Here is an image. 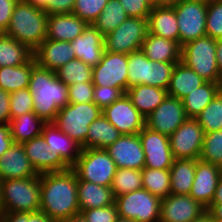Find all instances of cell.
<instances>
[{
	"label": "cell",
	"instance_id": "21",
	"mask_svg": "<svg viewBox=\"0 0 222 222\" xmlns=\"http://www.w3.org/2000/svg\"><path fill=\"white\" fill-rule=\"evenodd\" d=\"M40 67L56 71L67 62L76 58L73 47L67 41L45 39L33 52Z\"/></svg>",
	"mask_w": 222,
	"mask_h": 222
},
{
	"label": "cell",
	"instance_id": "12",
	"mask_svg": "<svg viewBox=\"0 0 222 222\" xmlns=\"http://www.w3.org/2000/svg\"><path fill=\"white\" fill-rule=\"evenodd\" d=\"M204 130L194 118H187L169 136L171 152L175 159H199L204 140Z\"/></svg>",
	"mask_w": 222,
	"mask_h": 222
},
{
	"label": "cell",
	"instance_id": "54",
	"mask_svg": "<svg viewBox=\"0 0 222 222\" xmlns=\"http://www.w3.org/2000/svg\"><path fill=\"white\" fill-rule=\"evenodd\" d=\"M14 143L9 124H0V158Z\"/></svg>",
	"mask_w": 222,
	"mask_h": 222
},
{
	"label": "cell",
	"instance_id": "40",
	"mask_svg": "<svg viewBox=\"0 0 222 222\" xmlns=\"http://www.w3.org/2000/svg\"><path fill=\"white\" fill-rule=\"evenodd\" d=\"M92 70V67L75 58L60 67L55 73L59 80L69 86L75 83L92 82Z\"/></svg>",
	"mask_w": 222,
	"mask_h": 222
},
{
	"label": "cell",
	"instance_id": "44",
	"mask_svg": "<svg viewBox=\"0 0 222 222\" xmlns=\"http://www.w3.org/2000/svg\"><path fill=\"white\" fill-rule=\"evenodd\" d=\"M206 36L213 39L222 38V2L208 0L206 17Z\"/></svg>",
	"mask_w": 222,
	"mask_h": 222
},
{
	"label": "cell",
	"instance_id": "61",
	"mask_svg": "<svg viewBox=\"0 0 222 222\" xmlns=\"http://www.w3.org/2000/svg\"><path fill=\"white\" fill-rule=\"evenodd\" d=\"M58 222H88L81 213L72 215Z\"/></svg>",
	"mask_w": 222,
	"mask_h": 222
},
{
	"label": "cell",
	"instance_id": "39",
	"mask_svg": "<svg viewBox=\"0 0 222 222\" xmlns=\"http://www.w3.org/2000/svg\"><path fill=\"white\" fill-rule=\"evenodd\" d=\"M142 188V170L117 168L111 184L114 197Z\"/></svg>",
	"mask_w": 222,
	"mask_h": 222
},
{
	"label": "cell",
	"instance_id": "57",
	"mask_svg": "<svg viewBox=\"0 0 222 222\" xmlns=\"http://www.w3.org/2000/svg\"><path fill=\"white\" fill-rule=\"evenodd\" d=\"M214 221L222 222V203H211L207 208Z\"/></svg>",
	"mask_w": 222,
	"mask_h": 222
},
{
	"label": "cell",
	"instance_id": "60",
	"mask_svg": "<svg viewBox=\"0 0 222 222\" xmlns=\"http://www.w3.org/2000/svg\"><path fill=\"white\" fill-rule=\"evenodd\" d=\"M212 203H222V175L220 176L218 185L216 187L215 196Z\"/></svg>",
	"mask_w": 222,
	"mask_h": 222
},
{
	"label": "cell",
	"instance_id": "14",
	"mask_svg": "<svg viewBox=\"0 0 222 222\" xmlns=\"http://www.w3.org/2000/svg\"><path fill=\"white\" fill-rule=\"evenodd\" d=\"M186 119L182 100L167 95L165 100L145 118V126L169 137Z\"/></svg>",
	"mask_w": 222,
	"mask_h": 222
},
{
	"label": "cell",
	"instance_id": "24",
	"mask_svg": "<svg viewBox=\"0 0 222 222\" xmlns=\"http://www.w3.org/2000/svg\"><path fill=\"white\" fill-rule=\"evenodd\" d=\"M88 23L72 13L48 15L46 39L73 41L81 35Z\"/></svg>",
	"mask_w": 222,
	"mask_h": 222
},
{
	"label": "cell",
	"instance_id": "48",
	"mask_svg": "<svg viewBox=\"0 0 222 222\" xmlns=\"http://www.w3.org/2000/svg\"><path fill=\"white\" fill-rule=\"evenodd\" d=\"M80 213L88 222H115L119 217L115 203L102 208L83 210Z\"/></svg>",
	"mask_w": 222,
	"mask_h": 222
},
{
	"label": "cell",
	"instance_id": "28",
	"mask_svg": "<svg viewBox=\"0 0 222 222\" xmlns=\"http://www.w3.org/2000/svg\"><path fill=\"white\" fill-rule=\"evenodd\" d=\"M126 94L132 104L146 118L165 100L168 92L159 87L140 84L128 88Z\"/></svg>",
	"mask_w": 222,
	"mask_h": 222
},
{
	"label": "cell",
	"instance_id": "9",
	"mask_svg": "<svg viewBox=\"0 0 222 222\" xmlns=\"http://www.w3.org/2000/svg\"><path fill=\"white\" fill-rule=\"evenodd\" d=\"M148 33V19L128 17L119 27L104 36L105 51L126 55L138 51Z\"/></svg>",
	"mask_w": 222,
	"mask_h": 222
},
{
	"label": "cell",
	"instance_id": "5",
	"mask_svg": "<svg viewBox=\"0 0 222 222\" xmlns=\"http://www.w3.org/2000/svg\"><path fill=\"white\" fill-rule=\"evenodd\" d=\"M102 114L94 102L68 103L61 108L52 123L85 149L90 124Z\"/></svg>",
	"mask_w": 222,
	"mask_h": 222
},
{
	"label": "cell",
	"instance_id": "31",
	"mask_svg": "<svg viewBox=\"0 0 222 222\" xmlns=\"http://www.w3.org/2000/svg\"><path fill=\"white\" fill-rule=\"evenodd\" d=\"M121 135L118 129L101 114L89 126V131L85 139V149H105L113 144Z\"/></svg>",
	"mask_w": 222,
	"mask_h": 222
},
{
	"label": "cell",
	"instance_id": "33",
	"mask_svg": "<svg viewBox=\"0 0 222 222\" xmlns=\"http://www.w3.org/2000/svg\"><path fill=\"white\" fill-rule=\"evenodd\" d=\"M46 122L34 112L19 115L10 121V132L14 143L22 144L38 137Z\"/></svg>",
	"mask_w": 222,
	"mask_h": 222
},
{
	"label": "cell",
	"instance_id": "23",
	"mask_svg": "<svg viewBox=\"0 0 222 222\" xmlns=\"http://www.w3.org/2000/svg\"><path fill=\"white\" fill-rule=\"evenodd\" d=\"M51 152H56L71 167L80 156L82 147L66 133L60 131L52 122L43 126L42 133Z\"/></svg>",
	"mask_w": 222,
	"mask_h": 222
},
{
	"label": "cell",
	"instance_id": "35",
	"mask_svg": "<svg viewBox=\"0 0 222 222\" xmlns=\"http://www.w3.org/2000/svg\"><path fill=\"white\" fill-rule=\"evenodd\" d=\"M33 57V51L13 37L0 33V68L21 66Z\"/></svg>",
	"mask_w": 222,
	"mask_h": 222
},
{
	"label": "cell",
	"instance_id": "30",
	"mask_svg": "<svg viewBox=\"0 0 222 222\" xmlns=\"http://www.w3.org/2000/svg\"><path fill=\"white\" fill-rule=\"evenodd\" d=\"M198 159H174L170 167L171 194L189 195L195 178Z\"/></svg>",
	"mask_w": 222,
	"mask_h": 222
},
{
	"label": "cell",
	"instance_id": "7",
	"mask_svg": "<svg viewBox=\"0 0 222 222\" xmlns=\"http://www.w3.org/2000/svg\"><path fill=\"white\" fill-rule=\"evenodd\" d=\"M71 169L77 180L111 186L117 167L105 149L88 148L81 150Z\"/></svg>",
	"mask_w": 222,
	"mask_h": 222
},
{
	"label": "cell",
	"instance_id": "1",
	"mask_svg": "<svg viewBox=\"0 0 222 222\" xmlns=\"http://www.w3.org/2000/svg\"><path fill=\"white\" fill-rule=\"evenodd\" d=\"M78 180L70 168L40 174V211L54 222L80 213Z\"/></svg>",
	"mask_w": 222,
	"mask_h": 222
},
{
	"label": "cell",
	"instance_id": "38",
	"mask_svg": "<svg viewBox=\"0 0 222 222\" xmlns=\"http://www.w3.org/2000/svg\"><path fill=\"white\" fill-rule=\"evenodd\" d=\"M128 88L150 85L151 60L140 50L128 54Z\"/></svg>",
	"mask_w": 222,
	"mask_h": 222
},
{
	"label": "cell",
	"instance_id": "19",
	"mask_svg": "<svg viewBox=\"0 0 222 222\" xmlns=\"http://www.w3.org/2000/svg\"><path fill=\"white\" fill-rule=\"evenodd\" d=\"M221 175L222 168L198 159L196 161L195 178L189 195L208 208L215 196Z\"/></svg>",
	"mask_w": 222,
	"mask_h": 222
},
{
	"label": "cell",
	"instance_id": "34",
	"mask_svg": "<svg viewBox=\"0 0 222 222\" xmlns=\"http://www.w3.org/2000/svg\"><path fill=\"white\" fill-rule=\"evenodd\" d=\"M37 64L34 56L21 66H5L0 68V88L8 93L28 88L30 74Z\"/></svg>",
	"mask_w": 222,
	"mask_h": 222
},
{
	"label": "cell",
	"instance_id": "11",
	"mask_svg": "<svg viewBox=\"0 0 222 222\" xmlns=\"http://www.w3.org/2000/svg\"><path fill=\"white\" fill-rule=\"evenodd\" d=\"M128 55L105 51L101 61L93 67L94 86H111L124 94L128 89Z\"/></svg>",
	"mask_w": 222,
	"mask_h": 222
},
{
	"label": "cell",
	"instance_id": "51",
	"mask_svg": "<svg viewBox=\"0 0 222 222\" xmlns=\"http://www.w3.org/2000/svg\"><path fill=\"white\" fill-rule=\"evenodd\" d=\"M75 0H49L43 9L48 15L72 13Z\"/></svg>",
	"mask_w": 222,
	"mask_h": 222
},
{
	"label": "cell",
	"instance_id": "42",
	"mask_svg": "<svg viewBox=\"0 0 222 222\" xmlns=\"http://www.w3.org/2000/svg\"><path fill=\"white\" fill-rule=\"evenodd\" d=\"M200 160L222 168V132L213 131L204 134Z\"/></svg>",
	"mask_w": 222,
	"mask_h": 222
},
{
	"label": "cell",
	"instance_id": "17",
	"mask_svg": "<svg viewBox=\"0 0 222 222\" xmlns=\"http://www.w3.org/2000/svg\"><path fill=\"white\" fill-rule=\"evenodd\" d=\"M207 211L190 195L170 194L161 199L159 222H191Z\"/></svg>",
	"mask_w": 222,
	"mask_h": 222
},
{
	"label": "cell",
	"instance_id": "18",
	"mask_svg": "<svg viewBox=\"0 0 222 222\" xmlns=\"http://www.w3.org/2000/svg\"><path fill=\"white\" fill-rule=\"evenodd\" d=\"M28 160L38 174L59 172L71 167L56 152H51L42 135L22 143Z\"/></svg>",
	"mask_w": 222,
	"mask_h": 222
},
{
	"label": "cell",
	"instance_id": "46",
	"mask_svg": "<svg viewBox=\"0 0 222 222\" xmlns=\"http://www.w3.org/2000/svg\"><path fill=\"white\" fill-rule=\"evenodd\" d=\"M28 112H33V97L29 89L24 88L10 93L11 119Z\"/></svg>",
	"mask_w": 222,
	"mask_h": 222
},
{
	"label": "cell",
	"instance_id": "50",
	"mask_svg": "<svg viewBox=\"0 0 222 222\" xmlns=\"http://www.w3.org/2000/svg\"><path fill=\"white\" fill-rule=\"evenodd\" d=\"M129 17L145 18L152 10L151 0H119Z\"/></svg>",
	"mask_w": 222,
	"mask_h": 222
},
{
	"label": "cell",
	"instance_id": "15",
	"mask_svg": "<svg viewBox=\"0 0 222 222\" xmlns=\"http://www.w3.org/2000/svg\"><path fill=\"white\" fill-rule=\"evenodd\" d=\"M145 154V167L153 169H170L174 162L169 137L144 127L139 133Z\"/></svg>",
	"mask_w": 222,
	"mask_h": 222
},
{
	"label": "cell",
	"instance_id": "37",
	"mask_svg": "<svg viewBox=\"0 0 222 222\" xmlns=\"http://www.w3.org/2000/svg\"><path fill=\"white\" fill-rule=\"evenodd\" d=\"M128 17L119 0H108L103 11L92 24L105 36L119 27Z\"/></svg>",
	"mask_w": 222,
	"mask_h": 222
},
{
	"label": "cell",
	"instance_id": "63",
	"mask_svg": "<svg viewBox=\"0 0 222 222\" xmlns=\"http://www.w3.org/2000/svg\"><path fill=\"white\" fill-rule=\"evenodd\" d=\"M191 222H214V220L212 216L210 215V213L206 211L201 216H199L198 218H196L195 220Z\"/></svg>",
	"mask_w": 222,
	"mask_h": 222
},
{
	"label": "cell",
	"instance_id": "43",
	"mask_svg": "<svg viewBox=\"0 0 222 222\" xmlns=\"http://www.w3.org/2000/svg\"><path fill=\"white\" fill-rule=\"evenodd\" d=\"M108 0H75L72 14L86 21L88 24L94 23Z\"/></svg>",
	"mask_w": 222,
	"mask_h": 222
},
{
	"label": "cell",
	"instance_id": "49",
	"mask_svg": "<svg viewBox=\"0 0 222 222\" xmlns=\"http://www.w3.org/2000/svg\"><path fill=\"white\" fill-rule=\"evenodd\" d=\"M124 93L117 88L111 86H95L94 87V103L100 108L104 109L118 100Z\"/></svg>",
	"mask_w": 222,
	"mask_h": 222
},
{
	"label": "cell",
	"instance_id": "59",
	"mask_svg": "<svg viewBox=\"0 0 222 222\" xmlns=\"http://www.w3.org/2000/svg\"><path fill=\"white\" fill-rule=\"evenodd\" d=\"M182 0H151L153 7H174Z\"/></svg>",
	"mask_w": 222,
	"mask_h": 222
},
{
	"label": "cell",
	"instance_id": "52",
	"mask_svg": "<svg viewBox=\"0 0 222 222\" xmlns=\"http://www.w3.org/2000/svg\"><path fill=\"white\" fill-rule=\"evenodd\" d=\"M19 0H0V33L7 30L15 4Z\"/></svg>",
	"mask_w": 222,
	"mask_h": 222
},
{
	"label": "cell",
	"instance_id": "20",
	"mask_svg": "<svg viewBox=\"0 0 222 222\" xmlns=\"http://www.w3.org/2000/svg\"><path fill=\"white\" fill-rule=\"evenodd\" d=\"M70 44L76 58L92 68L101 61L105 52L104 35L93 24H88Z\"/></svg>",
	"mask_w": 222,
	"mask_h": 222
},
{
	"label": "cell",
	"instance_id": "10",
	"mask_svg": "<svg viewBox=\"0 0 222 222\" xmlns=\"http://www.w3.org/2000/svg\"><path fill=\"white\" fill-rule=\"evenodd\" d=\"M208 0H182L174 10L179 28V44L206 36Z\"/></svg>",
	"mask_w": 222,
	"mask_h": 222
},
{
	"label": "cell",
	"instance_id": "47",
	"mask_svg": "<svg viewBox=\"0 0 222 222\" xmlns=\"http://www.w3.org/2000/svg\"><path fill=\"white\" fill-rule=\"evenodd\" d=\"M93 82L75 83L68 86L69 103H90L94 101Z\"/></svg>",
	"mask_w": 222,
	"mask_h": 222
},
{
	"label": "cell",
	"instance_id": "29",
	"mask_svg": "<svg viewBox=\"0 0 222 222\" xmlns=\"http://www.w3.org/2000/svg\"><path fill=\"white\" fill-rule=\"evenodd\" d=\"M205 82L192 68L180 61L175 64L167 92L182 100Z\"/></svg>",
	"mask_w": 222,
	"mask_h": 222
},
{
	"label": "cell",
	"instance_id": "64",
	"mask_svg": "<svg viewBox=\"0 0 222 222\" xmlns=\"http://www.w3.org/2000/svg\"><path fill=\"white\" fill-rule=\"evenodd\" d=\"M3 213V204H2V187H1V183H0V216Z\"/></svg>",
	"mask_w": 222,
	"mask_h": 222
},
{
	"label": "cell",
	"instance_id": "22",
	"mask_svg": "<svg viewBox=\"0 0 222 222\" xmlns=\"http://www.w3.org/2000/svg\"><path fill=\"white\" fill-rule=\"evenodd\" d=\"M22 144L13 143L0 158V181L37 176Z\"/></svg>",
	"mask_w": 222,
	"mask_h": 222
},
{
	"label": "cell",
	"instance_id": "41",
	"mask_svg": "<svg viewBox=\"0 0 222 222\" xmlns=\"http://www.w3.org/2000/svg\"><path fill=\"white\" fill-rule=\"evenodd\" d=\"M195 119L204 133L219 131L222 128V89Z\"/></svg>",
	"mask_w": 222,
	"mask_h": 222
},
{
	"label": "cell",
	"instance_id": "27",
	"mask_svg": "<svg viewBox=\"0 0 222 222\" xmlns=\"http://www.w3.org/2000/svg\"><path fill=\"white\" fill-rule=\"evenodd\" d=\"M77 189L80 212L106 207L115 202L111 186H100L84 180H78Z\"/></svg>",
	"mask_w": 222,
	"mask_h": 222
},
{
	"label": "cell",
	"instance_id": "2",
	"mask_svg": "<svg viewBox=\"0 0 222 222\" xmlns=\"http://www.w3.org/2000/svg\"><path fill=\"white\" fill-rule=\"evenodd\" d=\"M33 97V112L46 123L52 122L59 110L69 103L68 86L54 71L36 64L28 86Z\"/></svg>",
	"mask_w": 222,
	"mask_h": 222
},
{
	"label": "cell",
	"instance_id": "26",
	"mask_svg": "<svg viewBox=\"0 0 222 222\" xmlns=\"http://www.w3.org/2000/svg\"><path fill=\"white\" fill-rule=\"evenodd\" d=\"M149 34L179 43V28L174 7H152L148 16Z\"/></svg>",
	"mask_w": 222,
	"mask_h": 222
},
{
	"label": "cell",
	"instance_id": "25",
	"mask_svg": "<svg viewBox=\"0 0 222 222\" xmlns=\"http://www.w3.org/2000/svg\"><path fill=\"white\" fill-rule=\"evenodd\" d=\"M141 51L151 61L180 62L181 46L178 42L149 34L142 43Z\"/></svg>",
	"mask_w": 222,
	"mask_h": 222
},
{
	"label": "cell",
	"instance_id": "55",
	"mask_svg": "<svg viewBox=\"0 0 222 222\" xmlns=\"http://www.w3.org/2000/svg\"><path fill=\"white\" fill-rule=\"evenodd\" d=\"M0 217L4 222H27V212H3Z\"/></svg>",
	"mask_w": 222,
	"mask_h": 222
},
{
	"label": "cell",
	"instance_id": "13",
	"mask_svg": "<svg viewBox=\"0 0 222 222\" xmlns=\"http://www.w3.org/2000/svg\"><path fill=\"white\" fill-rule=\"evenodd\" d=\"M102 114L122 135L138 134L145 127V117L126 93L105 107Z\"/></svg>",
	"mask_w": 222,
	"mask_h": 222
},
{
	"label": "cell",
	"instance_id": "45",
	"mask_svg": "<svg viewBox=\"0 0 222 222\" xmlns=\"http://www.w3.org/2000/svg\"><path fill=\"white\" fill-rule=\"evenodd\" d=\"M176 63L151 61L150 85L167 90Z\"/></svg>",
	"mask_w": 222,
	"mask_h": 222
},
{
	"label": "cell",
	"instance_id": "53",
	"mask_svg": "<svg viewBox=\"0 0 222 222\" xmlns=\"http://www.w3.org/2000/svg\"><path fill=\"white\" fill-rule=\"evenodd\" d=\"M10 93L0 88V124H10Z\"/></svg>",
	"mask_w": 222,
	"mask_h": 222
},
{
	"label": "cell",
	"instance_id": "6",
	"mask_svg": "<svg viewBox=\"0 0 222 222\" xmlns=\"http://www.w3.org/2000/svg\"><path fill=\"white\" fill-rule=\"evenodd\" d=\"M181 62L205 81L222 83L216 61V39L204 36L181 47Z\"/></svg>",
	"mask_w": 222,
	"mask_h": 222
},
{
	"label": "cell",
	"instance_id": "36",
	"mask_svg": "<svg viewBox=\"0 0 222 222\" xmlns=\"http://www.w3.org/2000/svg\"><path fill=\"white\" fill-rule=\"evenodd\" d=\"M142 186L160 199L171 194L170 171L169 169H142Z\"/></svg>",
	"mask_w": 222,
	"mask_h": 222
},
{
	"label": "cell",
	"instance_id": "32",
	"mask_svg": "<svg viewBox=\"0 0 222 222\" xmlns=\"http://www.w3.org/2000/svg\"><path fill=\"white\" fill-rule=\"evenodd\" d=\"M222 89V83L206 81L182 99L187 118H196Z\"/></svg>",
	"mask_w": 222,
	"mask_h": 222
},
{
	"label": "cell",
	"instance_id": "8",
	"mask_svg": "<svg viewBox=\"0 0 222 222\" xmlns=\"http://www.w3.org/2000/svg\"><path fill=\"white\" fill-rule=\"evenodd\" d=\"M118 216L135 222H159L161 199L144 188L115 197Z\"/></svg>",
	"mask_w": 222,
	"mask_h": 222
},
{
	"label": "cell",
	"instance_id": "58",
	"mask_svg": "<svg viewBox=\"0 0 222 222\" xmlns=\"http://www.w3.org/2000/svg\"><path fill=\"white\" fill-rule=\"evenodd\" d=\"M216 61L222 78V38L216 39Z\"/></svg>",
	"mask_w": 222,
	"mask_h": 222
},
{
	"label": "cell",
	"instance_id": "56",
	"mask_svg": "<svg viewBox=\"0 0 222 222\" xmlns=\"http://www.w3.org/2000/svg\"><path fill=\"white\" fill-rule=\"evenodd\" d=\"M27 222H54L42 211L27 212Z\"/></svg>",
	"mask_w": 222,
	"mask_h": 222
},
{
	"label": "cell",
	"instance_id": "16",
	"mask_svg": "<svg viewBox=\"0 0 222 222\" xmlns=\"http://www.w3.org/2000/svg\"><path fill=\"white\" fill-rule=\"evenodd\" d=\"M105 150L117 168L142 170L145 167V154L139 134L121 135Z\"/></svg>",
	"mask_w": 222,
	"mask_h": 222
},
{
	"label": "cell",
	"instance_id": "62",
	"mask_svg": "<svg viewBox=\"0 0 222 222\" xmlns=\"http://www.w3.org/2000/svg\"><path fill=\"white\" fill-rule=\"evenodd\" d=\"M22 1L40 9H44L49 3V0H22Z\"/></svg>",
	"mask_w": 222,
	"mask_h": 222
},
{
	"label": "cell",
	"instance_id": "65",
	"mask_svg": "<svg viewBox=\"0 0 222 222\" xmlns=\"http://www.w3.org/2000/svg\"><path fill=\"white\" fill-rule=\"evenodd\" d=\"M115 222H135L134 220L118 217Z\"/></svg>",
	"mask_w": 222,
	"mask_h": 222
},
{
	"label": "cell",
	"instance_id": "3",
	"mask_svg": "<svg viewBox=\"0 0 222 222\" xmlns=\"http://www.w3.org/2000/svg\"><path fill=\"white\" fill-rule=\"evenodd\" d=\"M48 14L40 8L19 0L13 9L4 34L35 51L46 39Z\"/></svg>",
	"mask_w": 222,
	"mask_h": 222
},
{
	"label": "cell",
	"instance_id": "4",
	"mask_svg": "<svg viewBox=\"0 0 222 222\" xmlns=\"http://www.w3.org/2000/svg\"><path fill=\"white\" fill-rule=\"evenodd\" d=\"M3 212L40 210V174L34 177L0 181Z\"/></svg>",
	"mask_w": 222,
	"mask_h": 222
}]
</instances>
